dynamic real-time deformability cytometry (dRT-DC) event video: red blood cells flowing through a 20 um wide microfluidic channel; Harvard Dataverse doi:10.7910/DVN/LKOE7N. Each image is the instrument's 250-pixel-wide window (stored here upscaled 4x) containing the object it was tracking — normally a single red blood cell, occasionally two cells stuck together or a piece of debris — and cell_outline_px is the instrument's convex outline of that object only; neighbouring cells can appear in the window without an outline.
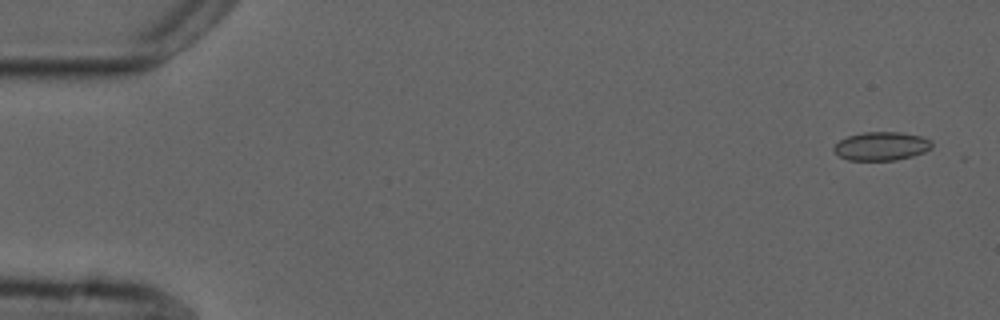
{"species": "common noctule bat (a hibernating species)", "species_latin": "Nyctalus noctula", "temperature_condition": "cold", "stored_images_in_passage": 5, "camera_frame_rate_fps": 3000, "um_per_image_px": 0.085, "animal": {"sex": "male", "forearm_length_mm": 52.5}, "frame": {"image": 1, "passage_image": 5, "time_ms": 5.667, "image_size_px": [1000, 320], "cell_outline_px": [[932, 148], [924, 152], [912, 156], [896, 160], [848, 160], [840, 156], [832, 148], [840, 140], [848, 136], [864, 132], [900, 132], [920, 136], [932, 140]], "centroid_in_image_um": [74.94, 12.42], "position_along_channel_um": 10.1, "area_um2": 16.24}}